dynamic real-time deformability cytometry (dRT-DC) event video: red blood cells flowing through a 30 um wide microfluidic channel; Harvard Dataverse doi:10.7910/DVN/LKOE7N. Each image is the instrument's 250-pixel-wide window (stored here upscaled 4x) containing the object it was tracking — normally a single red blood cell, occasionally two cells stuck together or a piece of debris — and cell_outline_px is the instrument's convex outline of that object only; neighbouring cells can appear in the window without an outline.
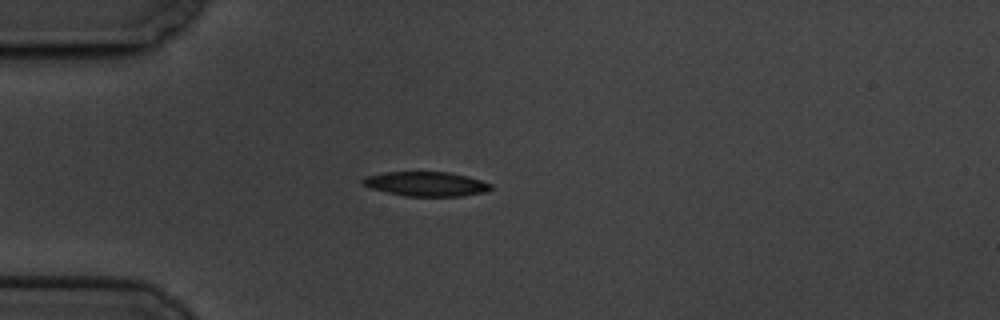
{"species": "common noctule bat (a hibernating species)", "species_latin": "Nyctalus noctula", "temperature_condition": "cold", "stored_images_in_passage": 6, "camera_frame_rate_fps": 3000, "um_per_image_px": 0.085, "animal": {"sex": "male", "body_mass_g": 19.5, "forearm_length_mm": 54.6}, "frame": {"image": 1, "passage_image": 4, "time_ms": 3.667, "image_size_px": [1000, 320], "cell_outline_px": [[492, 188], [484, 192], [460, 196], [404, 196], [372, 188], [364, 184], [360, 180], [364, 176], [384, 172], [448, 172], [468, 176], [492, 184]], "centroid_in_image_um": [36.21, 15.63], "position_along_channel_um": 48.8, "area_um2": 18.15}}
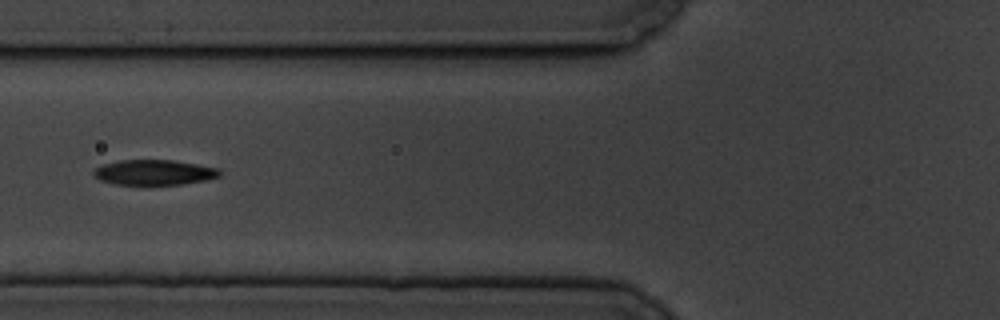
{"frame": {"image": 2, "passage_image": 6, "time_ms": 6.0, "image_size_px": [1000, 320], "cell_outline_px": [[220, 176], [204, 180], [180, 184], [116, 184], [100, 180], [92, 172], [96, 168], [104, 164], [120, 160], [172, 160], [196, 164], [216, 168], [220, 172]], "centroid_in_image_um": [13.08, 14.64], "position_along_channel_um": 112.7, "area_um2": 18.09}}